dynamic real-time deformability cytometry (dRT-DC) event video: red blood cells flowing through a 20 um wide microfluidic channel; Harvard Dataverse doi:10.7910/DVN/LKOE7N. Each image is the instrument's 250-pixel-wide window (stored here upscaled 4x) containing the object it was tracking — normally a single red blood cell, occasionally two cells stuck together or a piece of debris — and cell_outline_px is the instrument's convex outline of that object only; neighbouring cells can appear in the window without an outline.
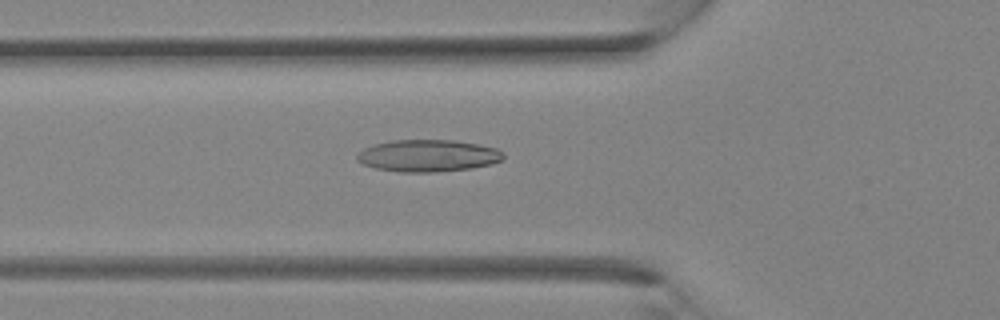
{"species": "Egyptian fruit bat (a non-hibernating species)", "species_latin": "Rousettus aegyptiacus", "temperature_condition": "room temperature", "stored_images_in_passage": 35, "camera_frame_rate_fps": 3000, "um_per_image_px": 0.085, "animal": {"sex": "female"}, "frame": {"image": 1, "passage_image": 13, "time_ms": 4.0, "image_size_px": [1000, 320], "cell_outline_px": [[504, 156], [500, 160], [492, 164], [472, 168], [432, 172], [400, 172], [376, 168], [364, 164], [356, 160], [356, 156], [364, 148], [372, 144], [392, 140], [452, 140], [476, 144], [496, 148], [504, 152]], "centroid_in_image_um": [36.36, 13.23], "position_along_channel_um": 89.4, "area_um2": 27.22}}
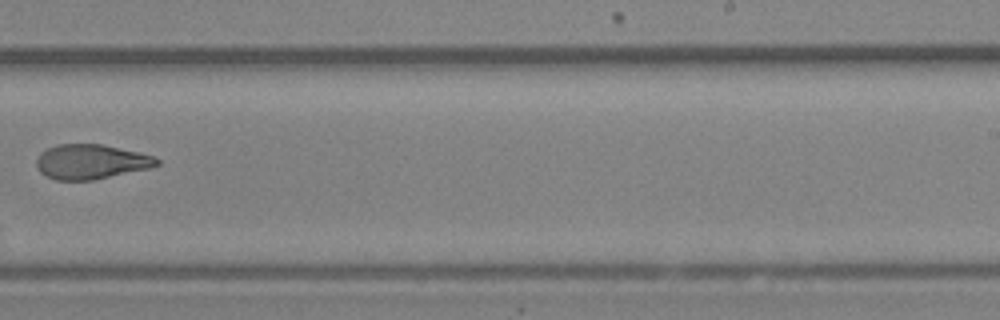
{"frame": {"image": 2, "passage_image": 23, "time_ms": 7.333, "image_size_px": [1000, 320], "cell_outline_px": [[160, 164], [148, 168], [92, 180], [56, 180], [40, 172], [36, 164], [36, 160], [48, 148], [56, 144], [100, 144], [136, 152], [152, 156], [160, 160]], "centroid_in_image_um": [7.72, 13.75], "position_along_channel_um": 281.3, "area_um2": 23.81}}
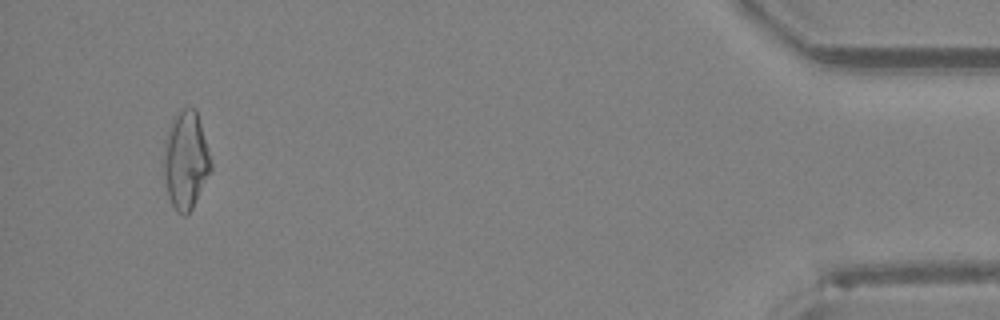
{"frame": {"image": 3, "passage_image": 34, "time_ms": 11.0, "image_size_px": [1000, 320], "cell_outline_px": [[212, 168], [192, 208], [184, 216], [176, 212], [168, 196], [164, 180], [164, 140], [168, 128], [176, 112], [180, 108], [196, 108], [208, 148], [212, 164]], "centroid_in_image_um": [15.77, 13.59], "position_along_channel_um": 419.4, "area_um2": 26.93}}